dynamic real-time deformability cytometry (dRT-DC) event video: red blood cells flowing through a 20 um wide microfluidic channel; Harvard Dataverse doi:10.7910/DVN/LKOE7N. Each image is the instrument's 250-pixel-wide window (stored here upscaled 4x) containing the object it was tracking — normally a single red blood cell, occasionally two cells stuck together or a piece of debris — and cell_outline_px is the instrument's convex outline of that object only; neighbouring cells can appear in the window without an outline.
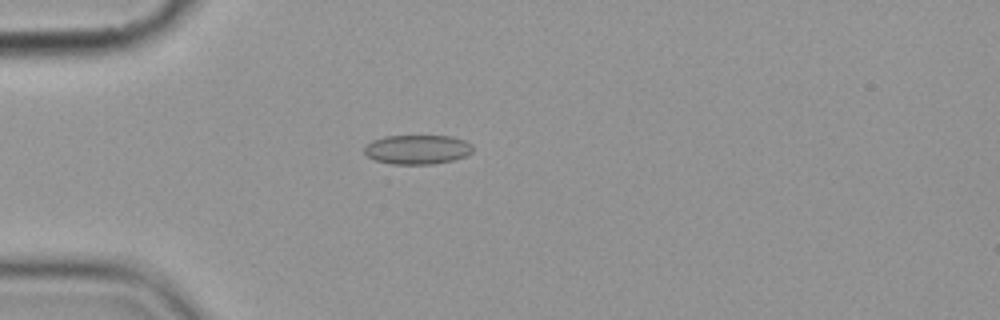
{"species": "common noctule bat (a hibernating species)", "species_latin": "Nyctalus noctula", "temperature_condition": "cold", "stored_images_in_passage": 4, "camera_frame_rate_fps": 3000, "um_per_image_px": 0.085, "animal": {"sex": "female", "body_mass_g": 19.9}, "frame": {"image": 1, "passage_image": 4, "time_ms": 3.667, "image_size_px": [1000, 320], "cell_outline_px": [[472, 152], [464, 156], [452, 160], [432, 164], [392, 164], [376, 160], [368, 156], [364, 152], [364, 148], [372, 140], [384, 136], [452, 136], [464, 140], [472, 144]], "centroid_in_image_um": [35.47, 12.7], "position_along_channel_um": 49.5, "area_um2": 18.44}}